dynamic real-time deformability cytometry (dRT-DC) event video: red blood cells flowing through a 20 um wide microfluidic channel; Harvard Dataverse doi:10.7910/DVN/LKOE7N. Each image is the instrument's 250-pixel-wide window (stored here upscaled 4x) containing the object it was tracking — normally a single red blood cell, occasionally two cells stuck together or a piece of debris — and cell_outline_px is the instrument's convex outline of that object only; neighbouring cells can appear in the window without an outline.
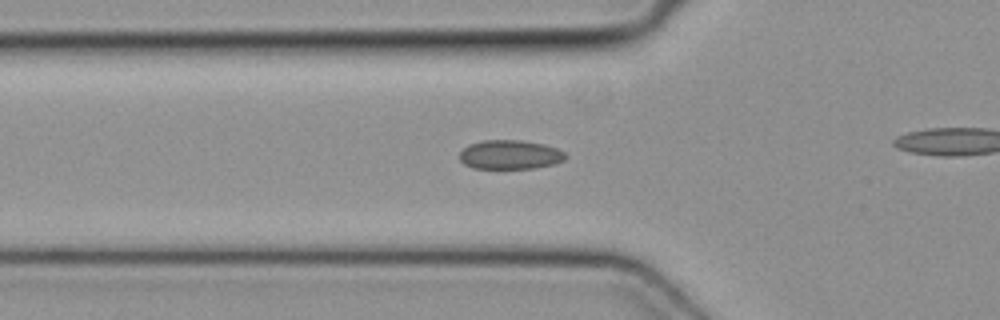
{"species": "common noctule bat (a hibernating species)", "species_latin": "Nyctalus noctula", "temperature_condition": "cold", "stored_images_in_passage": 40, "camera_frame_rate_fps": 3000, "um_per_image_px": 0.085, "animal": {"sex": "female", "body_mass_g": 19.3, "forearm_length_mm": 54.1}, "frame": {"image": 1, "passage_image": 17, "time_ms": 5.333, "image_size_px": [1000, 320], "cell_outline_px": [[568, 156], [564, 160], [552, 164], [532, 168], [472, 168], [464, 164], [460, 160], [460, 152], [468, 144], [484, 140], [520, 140], [544, 144], [556, 148], [564, 152]], "centroid_in_image_um": [43.34, 13.14], "position_along_channel_um": 82.5, "area_um2": 17.92}}
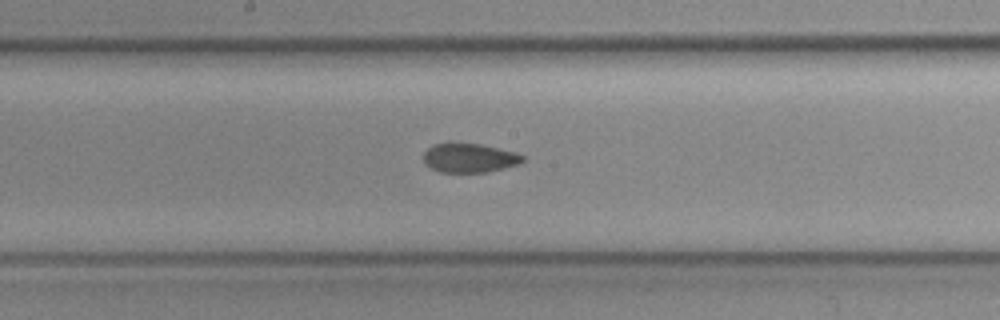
{"frame": {"image": 2, "passage_image": 26, "time_ms": 8.333, "image_size_px": [1000, 320], "cell_outline_px": [[524, 160], [516, 164], [504, 168], [484, 172], [440, 172], [424, 164], [424, 152], [432, 144], [452, 140], [480, 144], [516, 152], [524, 156]], "centroid_in_image_um": [39.83, 13.38], "position_along_channel_um": 208.4, "area_um2": 17.22}}
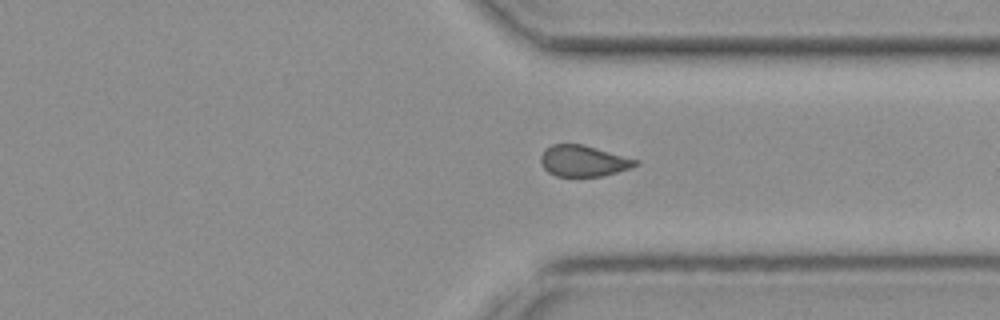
{"frame": {"image": 3, "passage_image": 37, "time_ms": 12.0, "image_size_px": [1000, 320], "cell_outline_px": [[640, 164], [616, 172], [600, 176], [556, 176], [548, 172], [544, 168], [540, 160], [540, 156], [544, 148], [552, 144], [584, 144], [640, 160]], "centroid_in_image_um": [49.58, 13.66], "position_along_channel_um": 361.8, "area_um2": 17.28}}